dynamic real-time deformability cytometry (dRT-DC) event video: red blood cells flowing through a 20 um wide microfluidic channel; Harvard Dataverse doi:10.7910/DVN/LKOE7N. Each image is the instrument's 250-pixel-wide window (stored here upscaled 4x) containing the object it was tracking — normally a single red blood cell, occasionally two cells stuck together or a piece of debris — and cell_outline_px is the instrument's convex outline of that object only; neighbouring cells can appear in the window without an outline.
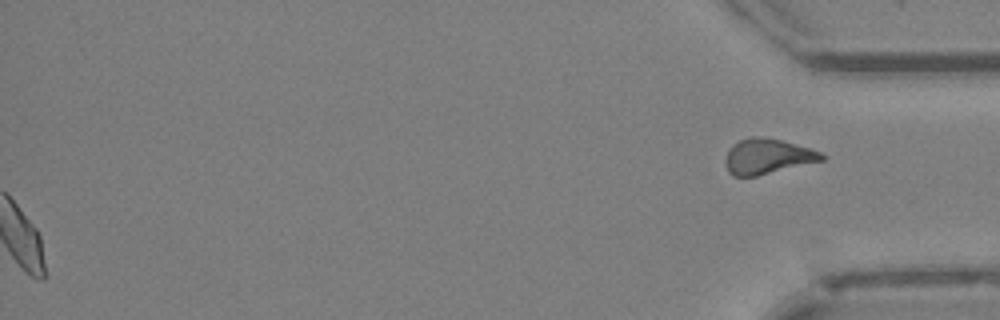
{"species": "Egyptian fruit bat (a non-hibernating species)", "species_latin": "Rousettus aegyptiacus", "temperature_condition": "cold", "stored_images_in_passage": 50, "segment_of_instrument_passage": [2, 2], "camera_frame_rate_fps": 3000, "um_per_image_px": 0.085, "animal": {"sex": "female"}, "frame": {"image": 1, "passage_image": 50, "time_ms": 16.333, "image_size_px": [1000, 320], "cell_outline_px": [[828, 156], [824, 160], [756, 176], [732, 176], [728, 172], [724, 160], [728, 148], [732, 144], [748, 136], [756, 136], [780, 140], [812, 148]], "centroid_in_image_um": [65.22, 13.29], "position_along_channel_um": 370.0, "area_um2": 19.94}}